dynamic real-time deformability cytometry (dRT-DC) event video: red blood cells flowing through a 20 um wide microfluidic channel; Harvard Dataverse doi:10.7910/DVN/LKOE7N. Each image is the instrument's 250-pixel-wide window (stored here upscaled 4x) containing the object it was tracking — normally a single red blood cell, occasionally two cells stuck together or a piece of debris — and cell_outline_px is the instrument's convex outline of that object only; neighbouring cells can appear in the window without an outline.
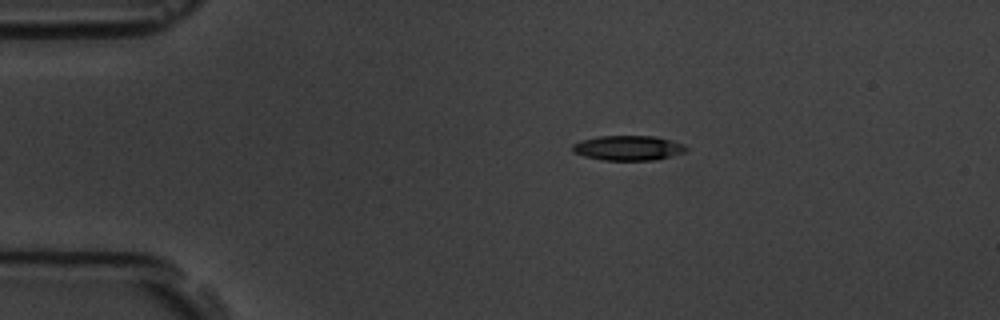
{"species": "common noctule bat (a hibernating species)", "species_latin": "Nyctalus noctula", "temperature_condition": "room temperature", "stored_images_in_passage": 47, "camera_frame_rate_fps": 3000, "um_per_image_px": 0.085, "animal": {"sex": "male", "body_mass_g": 19.5, "forearm_length_mm": 54.6}, "frame": {"image": 1, "passage_image": 1, "time_ms": 0.0, "image_size_px": [1000, 320], "cell_outline_px": [[688, 148], [684, 152], [672, 156], [656, 160], [604, 160], [584, 156], [572, 152], [572, 144], [580, 140], [596, 136], [656, 136], [684, 144]], "centroid_in_image_um": [53.37, 12.57], "position_along_channel_um": 31.6, "area_um2": 16.59}}
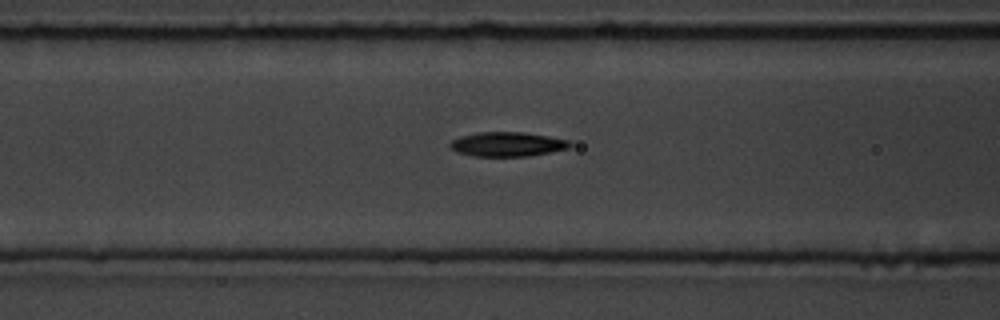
{"frame": {"image": 2, "passage_image": 13, "time_ms": 4.0, "image_size_px": [1000, 320], "cell_outline_px": [[572, 144], [568, 148], [528, 156], [472, 156], [456, 152], [448, 144], [452, 140], [460, 136], [476, 132], [524, 132], [548, 136], [568, 140]], "centroid_in_image_um": [43.08, 12.25], "position_along_channel_um": 123.5, "area_um2": 16.99}}
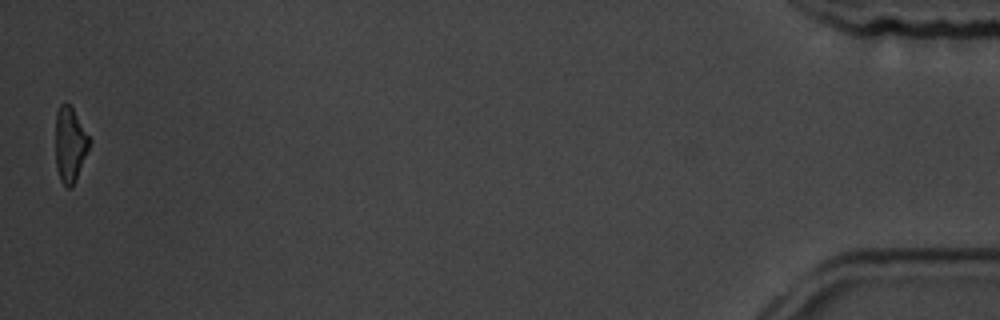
{"frame": {"image": 3, "passage_image": 47, "time_ms": 15.333, "image_size_px": [1000, 320], "cell_outline_px": [[92, 140], [76, 180], [72, 188], [64, 188], [60, 180], [56, 168], [56, 112], [60, 104], [68, 104], [72, 108]], "centroid_in_image_um": [5.95, 12.34], "position_along_channel_um": 429.2, "area_um2": 14.91}, "authors_computed_cell_mechanics": {"area_um2": 16.9354, "velocity_mm_per_s": 3.5479, "shape_relaxation_time_tau1_ms": 5.2566, "shape_relaxation_time_tau2_ms": 6.3752, "deformation_change_tau1": 0.1747, "deformation_change_tau2": 0.1516}}